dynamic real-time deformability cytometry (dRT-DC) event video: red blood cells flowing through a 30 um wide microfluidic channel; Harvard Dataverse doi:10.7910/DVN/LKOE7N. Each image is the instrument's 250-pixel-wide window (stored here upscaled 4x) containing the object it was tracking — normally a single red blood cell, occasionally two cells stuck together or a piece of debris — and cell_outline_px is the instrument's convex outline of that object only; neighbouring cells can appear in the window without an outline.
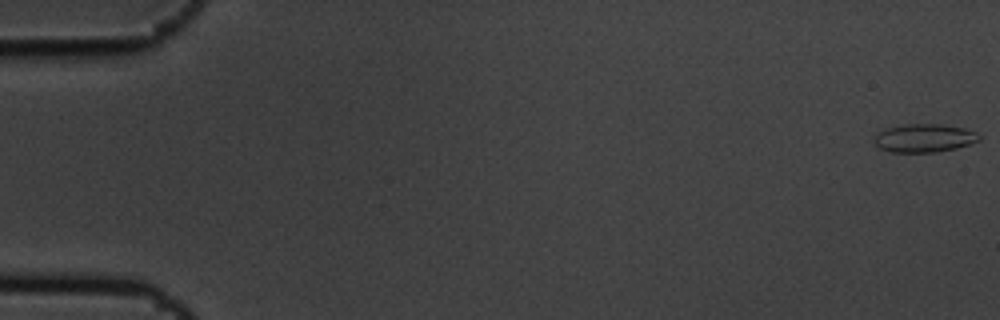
{"species": "common noctule bat (a hibernating species)", "species_latin": "Nyctalus noctula", "temperature_condition": "cold", "stored_images_in_passage": 8, "camera_frame_rate_fps": 3000, "um_per_image_px": 0.085, "animal": {"sex": "male", "body_mass_g": 19.5, "forearm_length_mm": 54.6}, "frame": {"image": 1, "passage_image": 1, "time_ms": 0.0, "image_size_px": [1000, 320], "cell_outline_px": [[980, 140], [956, 148], [936, 152], [892, 152], [880, 148], [872, 140], [876, 132], [888, 128], [904, 124], [940, 124], [964, 128], [976, 132], [980, 136]], "centroid_in_image_um": [78.53, 11.73], "position_along_channel_um": 6.5, "area_um2": 17.28}}
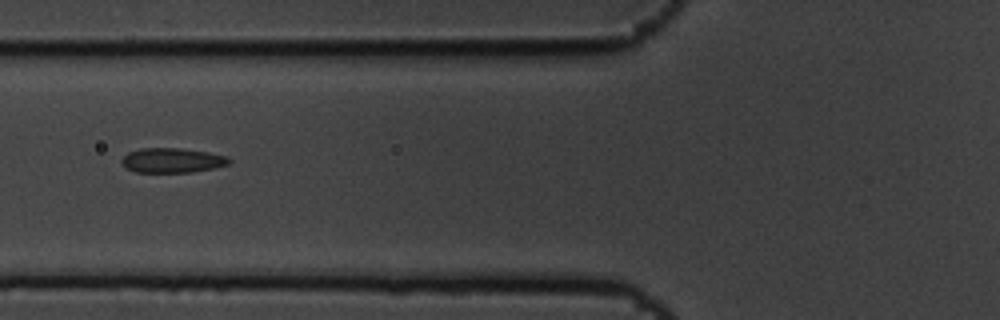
{"frame": {"image": 2, "passage_image": 7, "time_ms": 2.0, "image_size_px": [1000, 320], "cell_outline_px": [[232, 160], [228, 164], [216, 168], [192, 172], [136, 172], [128, 168], [120, 160], [128, 152], [140, 148], [180, 148], [208, 152], [228, 156]], "centroid_in_image_um": [14.68, 13.62], "position_along_channel_um": 111.1, "area_um2": 15.49}}
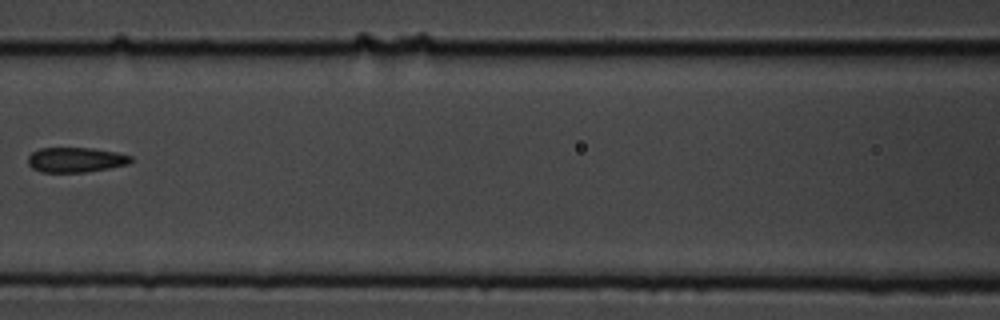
{"frame": {"image": 3, "passage_image": 8, "time_ms": 2.333, "image_size_px": [1000, 320], "cell_outline_px": [[132, 160], [128, 164], [108, 168], [84, 172], [40, 172], [32, 168], [28, 164], [28, 156], [32, 152], [40, 148], [92, 148], [116, 152], [132, 156]], "centroid_in_image_um": [6.41, 13.58], "position_along_channel_um": 160.2, "area_um2": 14.91}}